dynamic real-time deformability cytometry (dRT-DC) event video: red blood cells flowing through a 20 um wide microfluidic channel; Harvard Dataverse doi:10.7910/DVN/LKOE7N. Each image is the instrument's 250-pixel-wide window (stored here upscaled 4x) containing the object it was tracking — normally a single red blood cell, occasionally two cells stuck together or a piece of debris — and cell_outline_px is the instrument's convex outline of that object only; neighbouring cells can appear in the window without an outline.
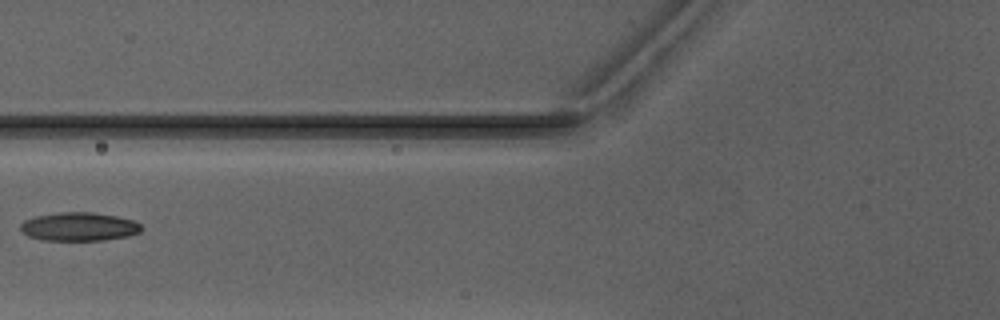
{"species": "Egyptian fruit bat (a non-hibernating species)", "species_latin": "Rousettus aegyptiacus", "temperature_condition": "warm", "stored_images_in_passage": 2, "camera_frame_rate_fps": 3000, "um_per_image_px": 0.085, "animal": {"sex": "male"}, "frame": {"image": 1, "passage_image": 2, "time_ms": 1.333, "image_size_px": [1000, 320], "cell_outline_px": [[140, 232], [128, 236], [104, 240], [40, 240], [28, 236], [20, 228], [20, 224], [24, 220], [36, 216], [60, 212], [92, 212], [116, 216], [132, 220], [140, 224]], "centroid_in_image_um": [6.69, 19.27], "position_along_channel_um": 119.1, "area_um2": 20.0}}